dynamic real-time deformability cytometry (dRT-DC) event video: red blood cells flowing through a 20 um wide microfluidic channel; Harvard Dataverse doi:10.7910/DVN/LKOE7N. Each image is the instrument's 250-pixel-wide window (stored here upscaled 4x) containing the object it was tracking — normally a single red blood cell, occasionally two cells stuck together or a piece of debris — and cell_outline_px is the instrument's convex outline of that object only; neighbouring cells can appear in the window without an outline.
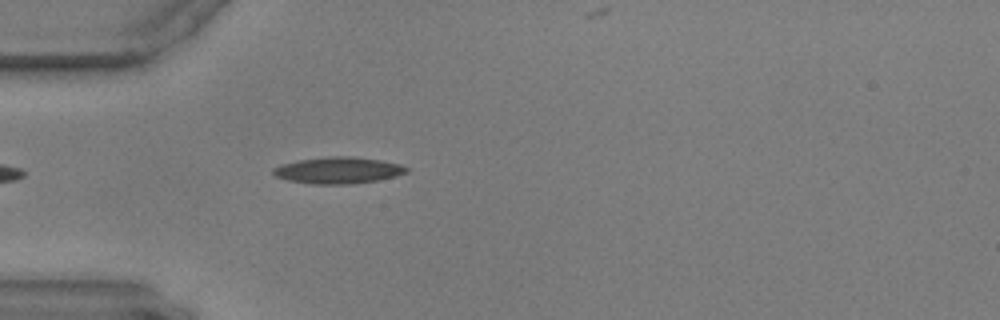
{"species": "common noctule bat (a hibernating species)", "species_latin": "Nyctalus noctula", "temperature_condition": "warm", "stored_images_in_passage": 36, "camera_frame_rate_fps": 3000, "um_per_image_px": 0.085, "animal": {"sex": "male", "body_mass_g": 17.9, "forearm_length_mm": 54.2}, "frame": {"image": 1, "passage_image": 1, "time_ms": 0.0, "image_size_px": [1000, 320], "cell_outline_px": [[408, 172], [396, 176], [376, 180], [352, 184], [312, 184], [288, 180], [276, 176], [272, 172], [272, 168], [280, 164], [300, 160], [332, 156], [352, 156], [380, 160], [400, 164], [408, 168]], "centroid_in_image_um": [28.74, 14.47], "position_along_channel_um": 56.3, "area_um2": 20.52}}
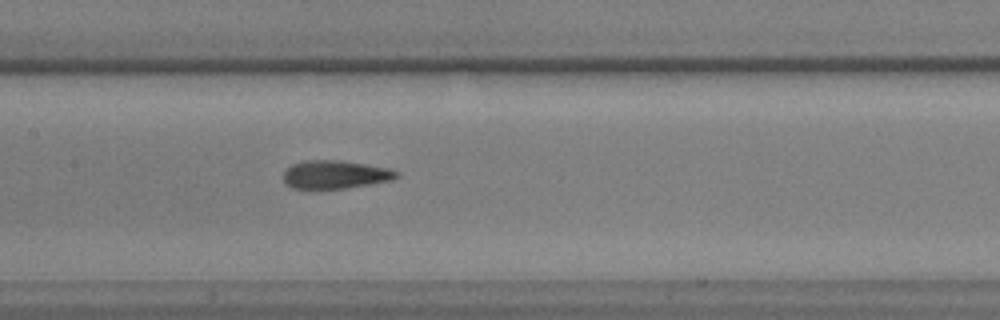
{"frame": {"image": 2, "passage_image": 12, "time_ms": 3.667, "image_size_px": [1000, 320], "cell_outline_px": [[400, 176], [392, 180], [372, 184], [320, 192], [316, 192], [292, 188], [284, 180], [284, 172], [292, 164], [304, 160], [340, 160], [388, 168], [400, 172]], "centroid_in_image_um": [28.47, 14.88], "position_along_channel_um": 178.9, "area_um2": 19.36}}
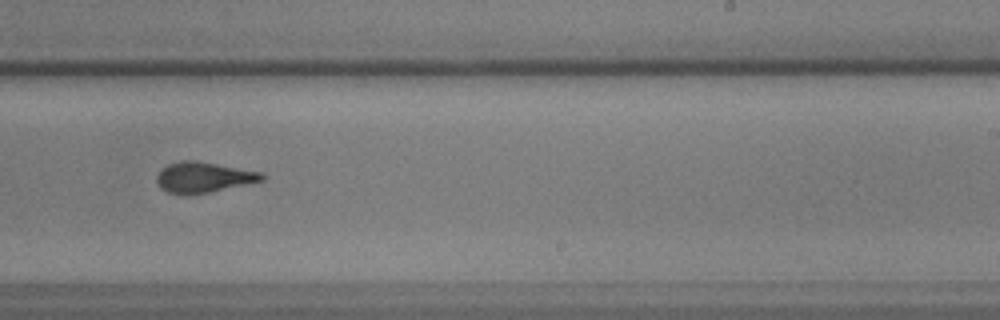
{"frame": {"image": 3, "passage_image": 20, "time_ms": 6.333, "image_size_px": [1000, 320], "cell_outline_px": [[264, 180], [208, 192], [188, 196], [168, 192], [160, 188], [156, 180], [156, 176], [168, 164], [180, 160], [196, 160], [264, 172]], "centroid_in_image_um": [17.29, 15.07], "position_along_channel_um": 271.7, "area_um2": 18.79}}